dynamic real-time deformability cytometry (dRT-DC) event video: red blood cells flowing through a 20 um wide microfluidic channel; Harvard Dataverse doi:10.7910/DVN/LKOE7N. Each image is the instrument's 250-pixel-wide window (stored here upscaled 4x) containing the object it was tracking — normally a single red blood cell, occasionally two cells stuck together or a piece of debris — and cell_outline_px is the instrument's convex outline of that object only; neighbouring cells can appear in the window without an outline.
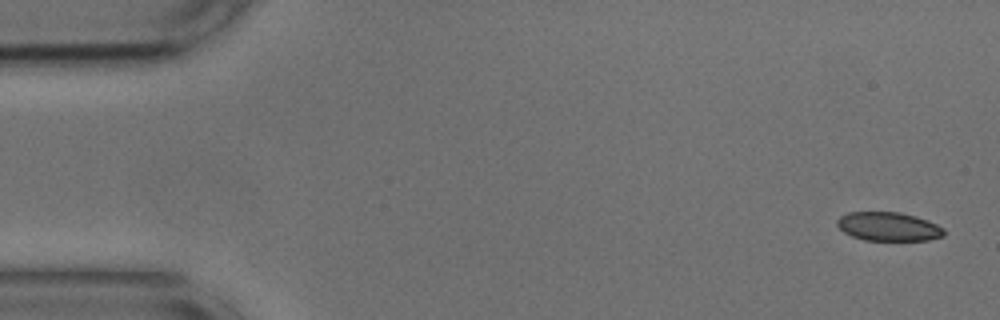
{"species": "common noctule bat (a hibernating species)", "species_latin": "Nyctalus noctula", "temperature_condition": "cold", "stored_images_in_passage": 53, "camera_frame_rate_fps": 3000, "um_per_image_px": 0.085, "animal": {"sex": "male", "body_mass_g": 17.9, "forearm_length_mm": 54.2}, "frame": {"image": 1, "passage_image": 1, "time_ms": 0.0, "image_size_px": [1000, 320], "cell_outline_px": [[944, 236], [928, 240], [864, 240], [852, 236], [844, 232], [836, 224], [836, 220], [840, 216], [848, 212], [900, 212], [916, 216], [928, 220], [944, 228]], "centroid_in_image_um": [75.52, 19.25], "position_along_channel_um": 9.5, "area_um2": 17.98}}
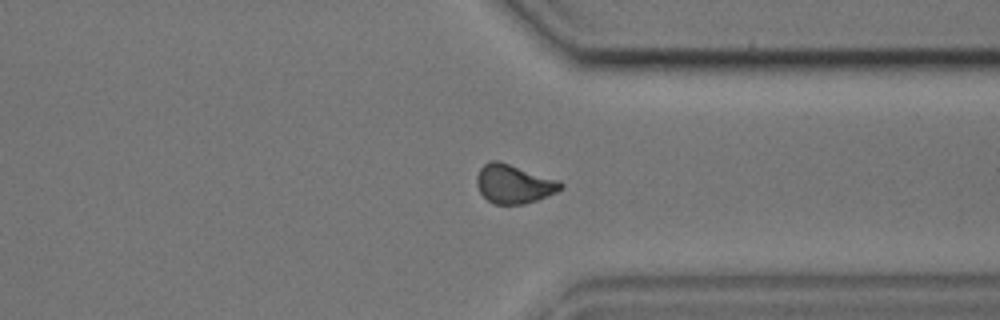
{"frame": {"image": 2, "passage_image": 40, "time_ms": 13.0, "image_size_px": [1000, 320], "cell_outline_px": [[564, 188], [556, 192], [536, 200], [524, 204], [492, 204], [480, 192], [476, 184], [476, 176], [480, 168], [488, 160], [500, 160], [560, 180], [564, 184]], "centroid_in_image_um": [43.68, 15.61], "position_along_channel_um": 367.7, "area_um2": 19.31}}
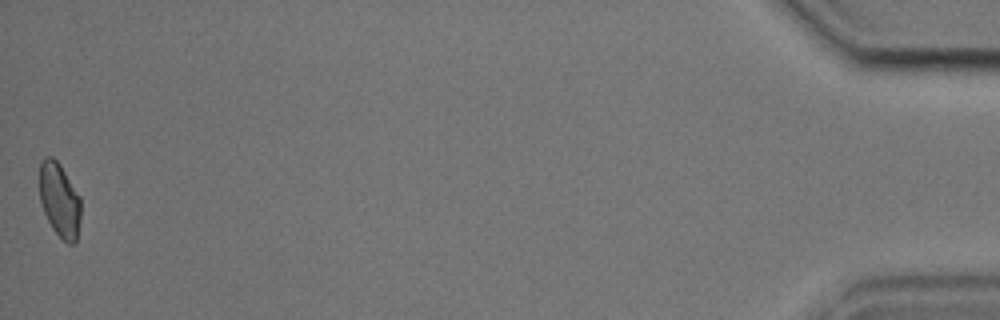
{"frame": {"image": 3, "passage_image": 53, "time_ms": 17.333, "image_size_px": [1000, 320], "cell_outline_px": [[80, 220], [76, 240], [72, 244], [68, 244], [52, 228], [44, 212], [40, 200], [40, 160], [44, 156], [52, 156], [60, 164], [80, 196]], "centroid_in_image_um": [5.06, 16.97], "position_along_channel_um": 430.1, "area_um2": 17.8}, "authors_computed_cell_mechanics": {"area_um2": 19.1896, "velocity_mm_per_s": 3.6664, "shape_relaxation_time_tau1_ms": 3.5786, "shape_relaxation_time_tau2_ms": 1.8969, "deformation_change_tau1": 0.0851, "deformation_change_tau2": 0.0569}}